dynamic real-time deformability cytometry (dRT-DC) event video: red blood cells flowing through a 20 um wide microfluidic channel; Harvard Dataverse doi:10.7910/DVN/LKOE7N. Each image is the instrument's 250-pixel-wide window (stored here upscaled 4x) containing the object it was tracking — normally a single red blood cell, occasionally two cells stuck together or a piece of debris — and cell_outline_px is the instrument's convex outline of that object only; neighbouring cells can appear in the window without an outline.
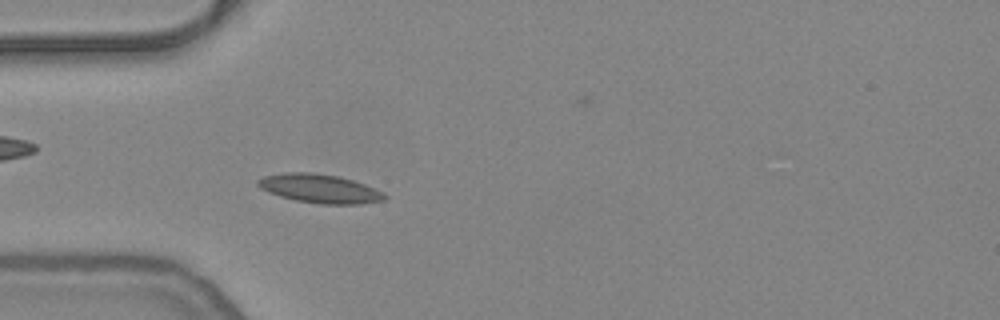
{"species": "common noctule bat (a hibernating species)", "species_latin": "Nyctalus noctula", "temperature_condition": "warm", "stored_images_in_passage": 54, "camera_frame_rate_fps": 3000, "um_per_image_px": 0.085, "animal": {"sex": "female", "body_mass_g": 24.6, "forearm_length_mm": 56.2}, "frame": {"image": 1, "passage_image": 16, "time_ms": 5.0, "image_size_px": [1000, 320], "cell_outline_px": [[388, 196], [384, 200], [360, 204], [320, 204], [296, 200], [280, 196], [268, 192], [260, 188], [256, 184], [256, 180], [264, 176], [284, 172], [312, 172], [336, 176], [352, 180], [364, 184]], "centroid_in_image_um": [27.12, 16.03], "position_along_channel_um": 57.9, "area_um2": 21.1}}
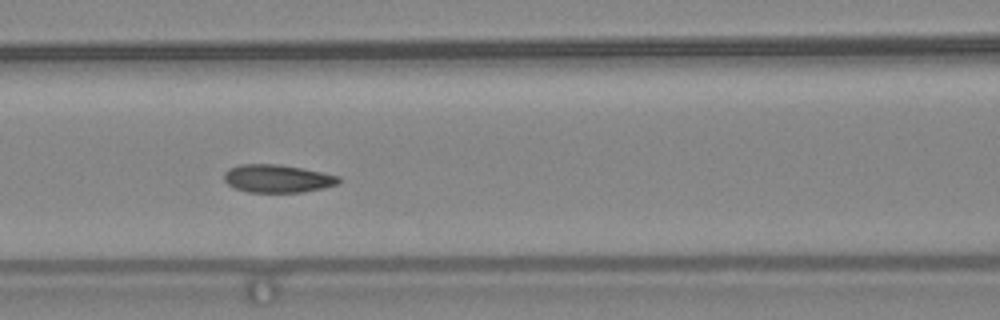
{"frame": {"image": 2, "passage_image": 23, "time_ms": 7.333, "image_size_px": [1000, 320], "cell_outline_px": [[340, 180], [336, 184], [324, 188], [304, 192], [248, 192], [236, 188], [228, 184], [224, 180], [224, 172], [228, 168], [240, 164], [280, 164], [340, 176]], "centroid_in_image_um": [23.55, 15.17], "position_along_channel_um": 143.0, "area_um2": 18.61}}
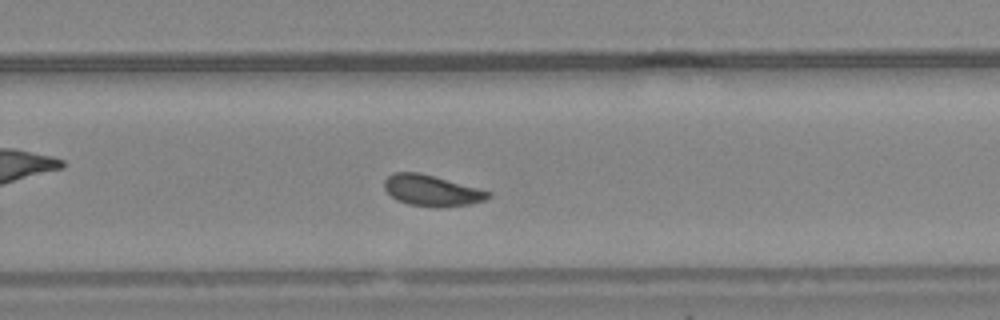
{"frame": {"image": 3, "passage_image": 35, "time_ms": 11.333, "image_size_px": [1000, 320], "cell_outline_px": [[492, 196], [484, 200], [472, 204], [440, 208], [436, 208], [408, 204], [396, 200], [384, 188], [384, 180], [392, 172], [420, 172], [492, 192]], "centroid_in_image_um": [36.7, 16.2], "position_along_channel_um": 293.1, "area_um2": 18.96}, "authors_computed_cell_mechanics": {"area_um2": 18.8139, "velocity_mm_per_s": 3.7637, "shape_relaxation_time_tau1_ms": 6.9724, "shape_relaxation_time_tau2_ms": 2.6287, "deformation_change_tau1": 0.1509, "deformation_change_tau2": 0.0522}}